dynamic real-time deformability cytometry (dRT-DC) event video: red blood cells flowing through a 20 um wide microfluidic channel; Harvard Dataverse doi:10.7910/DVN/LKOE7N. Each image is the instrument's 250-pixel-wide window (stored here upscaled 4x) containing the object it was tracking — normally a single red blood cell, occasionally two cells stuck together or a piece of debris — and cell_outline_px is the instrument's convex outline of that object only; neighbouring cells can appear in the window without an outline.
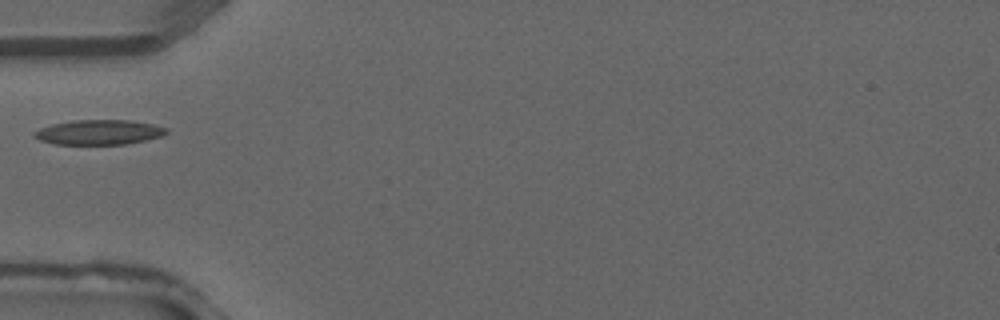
{"species": "common noctule bat (a hibernating species)", "species_latin": "Nyctalus noctula", "temperature_condition": "warm", "stored_images_in_passage": 2, "camera_frame_rate_fps": 3000, "um_per_image_px": 0.085, "animal": {"sex": "male", "forearm_length_mm": 52.5}, "frame": {"image": 1, "passage_image": 2, "time_ms": 0.333, "image_size_px": [1000, 320], "cell_outline_px": [[168, 132], [160, 136], [144, 140], [124, 144], [56, 144], [40, 140], [32, 136], [32, 132], [40, 128], [52, 124], [72, 120], [132, 120], [152, 124], [168, 128]], "centroid_in_image_um": [8.38, 11.23], "position_along_channel_um": 76.6, "area_um2": 19.07}}